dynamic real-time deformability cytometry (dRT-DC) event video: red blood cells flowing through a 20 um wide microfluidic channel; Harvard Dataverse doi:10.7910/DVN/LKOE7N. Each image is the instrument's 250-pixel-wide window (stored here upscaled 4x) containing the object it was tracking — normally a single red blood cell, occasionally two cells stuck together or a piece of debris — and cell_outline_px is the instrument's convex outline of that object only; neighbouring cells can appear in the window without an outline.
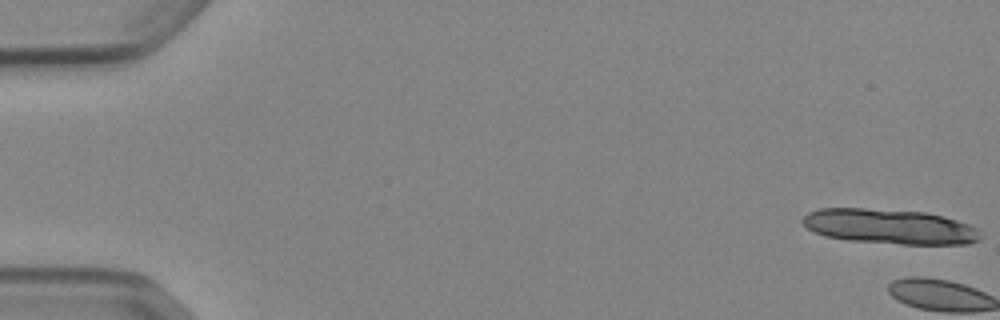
{"species": "Egyptian fruit bat (a non-hibernating species)", "species_latin": "Rousettus aegyptiacus", "temperature_condition": "cold", "stored_images_in_passage": 3, "camera_frame_rate_fps": 3000, "um_per_image_px": 0.085, "animal": {"sex": "female"}, "frame": {"image": 1, "passage_image": 1, "time_ms": 0.0, "image_size_px": [1000, 320], "cell_outline_px": [[984, 236], [968, 244], [904, 244], [848, 240], [824, 236], [808, 228], [800, 220], [808, 212], [820, 208], [864, 208], [924, 212], [944, 216], [968, 224], [976, 228]], "centroid_in_image_um": [75.62, 19.25], "position_along_channel_um": 9.4, "area_um2": 36.13}}